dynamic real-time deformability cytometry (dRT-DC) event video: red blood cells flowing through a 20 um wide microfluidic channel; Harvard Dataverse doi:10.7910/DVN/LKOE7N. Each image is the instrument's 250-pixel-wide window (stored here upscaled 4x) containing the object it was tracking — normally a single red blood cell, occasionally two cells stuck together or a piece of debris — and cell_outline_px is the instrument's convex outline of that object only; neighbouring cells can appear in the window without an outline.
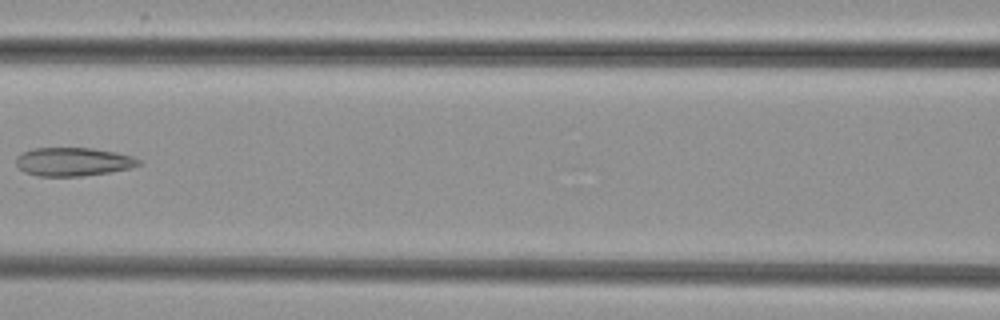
{"species": "common noctule bat (a hibernating species)", "species_latin": "Nyctalus noctula", "temperature_condition": "cold", "stored_images_in_passage": 7, "camera_frame_rate_fps": 3000, "um_per_image_px": 0.085, "animal": {"sex": "female", "body_mass_g": 29.2, "forearm_length_mm": 56.3}, "frame": {"image": 1, "passage_image": 7, "time_ms": 8.0, "image_size_px": [1000, 320], "cell_outline_px": [[140, 164], [132, 168], [108, 172], [80, 176], [36, 176], [24, 172], [16, 164], [16, 156], [32, 148], [92, 148], [116, 152], [132, 156], [140, 160]], "centroid_in_image_um": [6.2, 13.75], "position_along_channel_um": 160.4, "area_um2": 20.35}}